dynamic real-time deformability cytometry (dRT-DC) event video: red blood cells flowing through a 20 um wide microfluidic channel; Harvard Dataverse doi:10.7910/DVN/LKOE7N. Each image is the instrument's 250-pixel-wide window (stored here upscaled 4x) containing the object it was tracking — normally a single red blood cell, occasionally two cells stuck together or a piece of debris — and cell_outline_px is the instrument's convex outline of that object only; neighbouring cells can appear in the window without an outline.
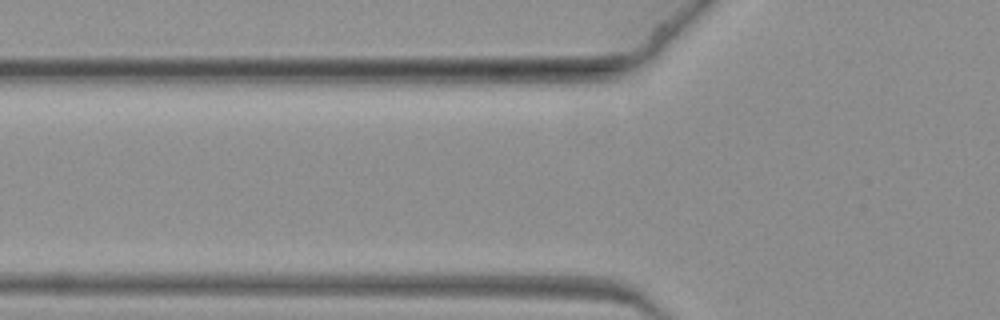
{"species": "common noctule bat (a hibernating species)", "species_latin": "Nyctalus noctula", "temperature_condition": "warm", "stored_images_in_passage": 4, "camera_frame_rate_fps": 3000, "um_per_image_px": 0.085, "animal": {"sex": "female", "body_mass_g": 19.3, "forearm_length_mm": 54.1}, "frame": {"image": 1, "passage_image": 2, "time_ms": 0.333, "image_size_px": [1000, 320], "cell_outline_px": [[628, 304], [624, 304], [448, 296], [444, 292], [492, 288], [520, 288], [612, 296], [628, 300]], "centroid_in_image_um": [45.63, 25.12], "position_along_channel_um": 80.2, "area_um2": 11.39}}